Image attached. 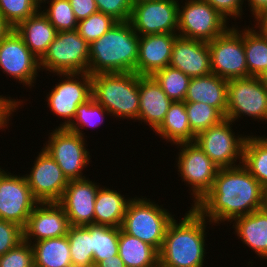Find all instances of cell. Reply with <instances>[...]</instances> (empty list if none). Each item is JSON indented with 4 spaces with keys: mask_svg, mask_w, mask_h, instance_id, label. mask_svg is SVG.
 I'll return each instance as SVG.
<instances>
[{
    "mask_svg": "<svg viewBox=\"0 0 267 267\" xmlns=\"http://www.w3.org/2000/svg\"><path fill=\"white\" fill-rule=\"evenodd\" d=\"M263 186L243 166L220 168L211 190L194 206L210 223L230 222L262 209ZM209 218V219H208Z\"/></svg>",
    "mask_w": 267,
    "mask_h": 267,
    "instance_id": "6da1fadb",
    "label": "cell"
},
{
    "mask_svg": "<svg viewBox=\"0 0 267 267\" xmlns=\"http://www.w3.org/2000/svg\"><path fill=\"white\" fill-rule=\"evenodd\" d=\"M189 208L190 210L180 219V223L175 218L169 223L159 251V267L204 266L207 253L206 224L209 221L194 207Z\"/></svg>",
    "mask_w": 267,
    "mask_h": 267,
    "instance_id": "7a4b0ae2",
    "label": "cell"
},
{
    "mask_svg": "<svg viewBox=\"0 0 267 267\" xmlns=\"http://www.w3.org/2000/svg\"><path fill=\"white\" fill-rule=\"evenodd\" d=\"M139 35L129 21L117 22L89 45L88 73H136Z\"/></svg>",
    "mask_w": 267,
    "mask_h": 267,
    "instance_id": "3957f363",
    "label": "cell"
},
{
    "mask_svg": "<svg viewBox=\"0 0 267 267\" xmlns=\"http://www.w3.org/2000/svg\"><path fill=\"white\" fill-rule=\"evenodd\" d=\"M92 98L115 118L138 120L139 75L127 73H98L91 76Z\"/></svg>",
    "mask_w": 267,
    "mask_h": 267,
    "instance_id": "277c9868",
    "label": "cell"
},
{
    "mask_svg": "<svg viewBox=\"0 0 267 267\" xmlns=\"http://www.w3.org/2000/svg\"><path fill=\"white\" fill-rule=\"evenodd\" d=\"M169 212L150 198L134 197L128 204L121 229L160 251L168 225L175 216Z\"/></svg>",
    "mask_w": 267,
    "mask_h": 267,
    "instance_id": "5b68a950",
    "label": "cell"
},
{
    "mask_svg": "<svg viewBox=\"0 0 267 267\" xmlns=\"http://www.w3.org/2000/svg\"><path fill=\"white\" fill-rule=\"evenodd\" d=\"M89 43L74 31L57 32L39 60L40 69L53 73H88Z\"/></svg>",
    "mask_w": 267,
    "mask_h": 267,
    "instance_id": "8992f818",
    "label": "cell"
},
{
    "mask_svg": "<svg viewBox=\"0 0 267 267\" xmlns=\"http://www.w3.org/2000/svg\"><path fill=\"white\" fill-rule=\"evenodd\" d=\"M51 131L42 149L55 160L68 181L85 179L83 170L91 160L85 137L67 128Z\"/></svg>",
    "mask_w": 267,
    "mask_h": 267,
    "instance_id": "52a82bcc",
    "label": "cell"
},
{
    "mask_svg": "<svg viewBox=\"0 0 267 267\" xmlns=\"http://www.w3.org/2000/svg\"><path fill=\"white\" fill-rule=\"evenodd\" d=\"M227 24V20L204 0H185L178 6L180 37L210 42L230 28Z\"/></svg>",
    "mask_w": 267,
    "mask_h": 267,
    "instance_id": "ba28073f",
    "label": "cell"
},
{
    "mask_svg": "<svg viewBox=\"0 0 267 267\" xmlns=\"http://www.w3.org/2000/svg\"><path fill=\"white\" fill-rule=\"evenodd\" d=\"M180 149L178 152L177 172H179L192 195L193 203L196 206L201 199L211 190L219 167L203 152L195 143L177 144ZM195 199V200H194Z\"/></svg>",
    "mask_w": 267,
    "mask_h": 267,
    "instance_id": "9c48e42d",
    "label": "cell"
},
{
    "mask_svg": "<svg viewBox=\"0 0 267 267\" xmlns=\"http://www.w3.org/2000/svg\"><path fill=\"white\" fill-rule=\"evenodd\" d=\"M233 123L225 118L219 124L199 133L194 141L219 168L243 164V149L247 136L238 133L236 136L232 131Z\"/></svg>",
    "mask_w": 267,
    "mask_h": 267,
    "instance_id": "30bf717a",
    "label": "cell"
},
{
    "mask_svg": "<svg viewBox=\"0 0 267 267\" xmlns=\"http://www.w3.org/2000/svg\"><path fill=\"white\" fill-rule=\"evenodd\" d=\"M237 28L232 25L224 34L208 42L212 73L227 81L248 77L244 29Z\"/></svg>",
    "mask_w": 267,
    "mask_h": 267,
    "instance_id": "8fae6325",
    "label": "cell"
},
{
    "mask_svg": "<svg viewBox=\"0 0 267 267\" xmlns=\"http://www.w3.org/2000/svg\"><path fill=\"white\" fill-rule=\"evenodd\" d=\"M56 75L63 79L47 94V107L57 117L64 119L58 128H67L74 120L78 106L92 97V79L89 73Z\"/></svg>",
    "mask_w": 267,
    "mask_h": 267,
    "instance_id": "7c38bea8",
    "label": "cell"
},
{
    "mask_svg": "<svg viewBox=\"0 0 267 267\" xmlns=\"http://www.w3.org/2000/svg\"><path fill=\"white\" fill-rule=\"evenodd\" d=\"M225 118L234 123L242 116L267 121V89L259 77L228 80Z\"/></svg>",
    "mask_w": 267,
    "mask_h": 267,
    "instance_id": "4fadbf2b",
    "label": "cell"
},
{
    "mask_svg": "<svg viewBox=\"0 0 267 267\" xmlns=\"http://www.w3.org/2000/svg\"><path fill=\"white\" fill-rule=\"evenodd\" d=\"M179 0H145L133 3L131 23L139 35L178 34Z\"/></svg>",
    "mask_w": 267,
    "mask_h": 267,
    "instance_id": "5bb4252c",
    "label": "cell"
},
{
    "mask_svg": "<svg viewBox=\"0 0 267 267\" xmlns=\"http://www.w3.org/2000/svg\"><path fill=\"white\" fill-rule=\"evenodd\" d=\"M37 203L25 176L0 168V219L24 228Z\"/></svg>",
    "mask_w": 267,
    "mask_h": 267,
    "instance_id": "9a60e30c",
    "label": "cell"
},
{
    "mask_svg": "<svg viewBox=\"0 0 267 267\" xmlns=\"http://www.w3.org/2000/svg\"><path fill=\"white\" fill-rule=\"evenodd\" d=\"M0 69L29 88L34 87L41 70L39 59L29 50L15 29L0 42Z\"/></svg>",
    "mask_w": 267,
    "mask_h": 267,
    "instance_id": "2e32d148",
    "label": "cell"
},
{
    "mask_svg": "<svg viewBox=\"0 0 267 267\" xmlns=\"http://www.w3.org/2000/svg\"><path fill=\"white\" fill-rule=\"evenodd\" d=\"M35 158L31 171L24 175L33 197L38 202H58L69 181L43 149Z\"/></svg>",
    "mask_w": 267,
    "mask_h": 267,
    "instance_id": "e0dca14e",
    "label": "cell"
},
{
    "mask_svg": "<svg viewBox=\"0 0 267 267\" xmlns=\"http://www.w3.org/2000/svg\"><path fill=\"white\" fill-rule=\"evenodd\" d=\"M69 227L68 217L58 202H38L23 228V240L31 244L66 236Z\"/></svg>",
    "mask_w": 267,
    "mask_h": 267,
    "instance_id": "ac0fdd59",
    "label": "cell"
},
{
    "mask_svg": "<svg viewBox=\"0 0 267 267\" xmlns=\"http://www.w3.org/2000/svg\"><path fill=\"white\" fill-rule=\"evenodd\" d=\"M89 178L70 180L58 203L64 209L69 224L86 226L94 224L95 199L100 185Z\"/></svg>",
    "mask_w": 267,
    "mask_h": 267,
    "instance_id": "d6986e66",
    "label": "cell"
},
{
    "mask_svg": "<svg viewBox=\"0 0 267 267\" xmlns=\"http://www.w3.org/2000/svg\"><path fill=\"white\" fill-rule=\"evenodd\" d=\"M169 66L181 70L190 78L211 74L208 42L178 36L172 47Z\"/></svg>",
    "mask_w": 267,
    "mask_h": 267,
    "instance_id": "ffe728a7",
    "label": "cell"
},
{
    "mask_svg": "<svg viewBox=\"0 0 267 267\" xmlns=\"http://www.w3.org/2000/svg\"><path fill=\"white\" fill-rule=\"evenodd\" d=\"M178 34H148L139 36L136 74L152 76L156 71L169 66L172 47Z\"/></svg>",
    "mask_w": 267,
    "mask_h": 267,
    "instance_id": "44dd1931",
    "label": "cell"
},
{
    "mask_svg": "<svg viewBox=\"0 0 267 267\" xmlns=\"http://www.w3.org/2000/svg\"><path fill=\"white\" fill-rule=\"evenodd\" d=\"M138 121L155 131L163 122L173 101L152 76H139Z\"/></svg>",
    "mask_w": 267,
    "mask_h": 267,
    "instance_id": "7402d4cb",
    "label": "cell"
},
{
    "mask_svg": "<svg viewBox=\"0 0 267 267\" xmlns=\"http://www.w3.org/2000/svg\"><path fill=\"white\" fill-rule=\"evenodd\" d=\"M228 81L209 74L191 78L184 102H203L215 107L224 117L227 110Z\"/></svg>",
    "mask_w": 267,
    "mask_h": 267,
    "instance_id": "603a6c76",
    "label": "cell"
},
{
    "mask_svg": "<svg viewBox=\"0 0 267 267\" xmlns=\"http://www.w3.org/2000/svg\"><path fill=\"white\" fill-rule=\"evenodd\" d=\"M234 221V222H233ZM235 235L260 259H267V211L260 209L233 219Z\"/></svg>",
    "mask_w": 267,
    "mask_h": 267,
    "instance_id": "cb8c5ba5",
    "label": "cell"
},
{
    "mask_svg": "<svg viewBox=\"0 0 267 267\" xmlns=\"http://www.w3.org/2000/svg\"><path fill=\"white\" fill-rule=\"evenodd\" d=\"M14 29L39 60L44 56L57 34L56 29L41 9L28 19L21 21Z\"/></svg>",
    "mask_w": 267,
    "mask_h": 267,
    "instance_id": "d4e9b609",
    "label": "cell"
},
{
    "mask_svg": "<svg viewBox=\"0 0 267 267\" xmlns=\"http://www.w3.org/2000/svg\"><path fill=\"white\" fill-rule=\"evenodd\" d=\"M132 200L117 192L101 186L95 199L94 224L121 228L125 212Z\"/></svg>",
    "mask_w": 267,
    "mask_h": 267,
    "instance_id": "484cf974",
    "label": "cell"
},
{
    "mask_svg": "<svg viewBox=\"0 0 267 267\" xmlns=\"http://www.w3.org/2000/svg\"><path fill=\"white\" fill-rule=\"evenodd\" d=\"M155 134L172 145L195 141L196 135L190 128L184 101L173 102L170 105L162 124L155 130Z\"/></svg>",
    "mask_w": 267,
    "mask_h": 267,
    "instance_id": "4316f807",
    "label": "cell"
},
{
    "mask_svg": "<svg viewBox=\"0 0 267 267\" xmlns=\"http://www.w3.org/2000/svg\"><path fill=\"white\" fill-rule=\"evenodd\" d=\"M118 255L126 267H159V251L120 228Z\"/></svg>",
    "mask_w": 267,
    "mask_h": 267,
    "instance_id": "83f0119b",
    "label": "cell"
},
{
    "mask_svg": "<svg viewBox=\"0 0 267 267\" xmlns=\"http://www.w3.org/2000/svg\"><path fill=\"white\" fill-rule=\"evenodd\" d=\"M34 267H73L68 237L45 239L31 243Z\"/></svg>",
    "mask_w": 267,
    "mask_h": 267,
    "instance_id": "f1b7e54d",
    "label": "cell"
},
{
    "mask_svg": "<svg viewBox=\"0 0 267 267\" xmlns=\"http://www.w3.org/2000/svg\"><path fill=\"white\" fill-rule=\"evenodd\" d=\"M242 165L263 188L267 186V137L247 135Z\"/></svg>",
    "mask_w": 267,
    "mask_h": 267,
    "instance_id": "f546056e",
    "label": "cell"
},
{
    "mask_svg": "<svg viewBox=\"0 0 267 267\" xmlns=\"http://www.w3.org/2000/svg\"><path fill=\"white\" fill-rule=\"evenodd\" d=\"M244 49L248 77H259L267 71V38L254 30L253 25L244 28Z\"/></svg>",
    "mask_w": 267,
    "mask_h": 267,
    "instance_id": "4dcf8cb0",
    "label": "cell"
},
{
    "mask_svg": "<svg viewBox=\"0 0 267 267\" xmlns=\"http://www.w3.org/2000/svg\"><path fill=\"white\" fill-rule=\"evenodd\" d=\"M92 235L94 266L103 259L118 255L120 228L105 225H86Z\"/></svg>",
    "mask_w": 267,
    "mask_h": 267,
    "instance_id": "1f68e13d",
    "label": "cell"
},
{
    "mask_svg": "<svg viewBox=\"0 0 267 267\" xmlns=\"http://www.w3.org/2000/svg\"><path fill=\"white\" fill-rule=\"evenodd\" d=\"M67 237L73 267H94L90 231L85 226L70 225Z\"/></svg>",
    "mask_w": 267,
    "mask_h": 267,
    "instance_id": "d6a6232c",
    "label": "cell"
},
{
    "mask_svg": "<svg viewBox=\"0 0 267 267\" xmlns=\"http://www.w3.org/2000/svg\"><path fill=\"white\" fill-rule=\"evenodd\" d=\"M152 77L173 102L185 100L191 78L181 70L166 66L164 69L156 71Z\"/></svg>",
    "mask_w": 267,
    "mask_h": 267,
    "instance_id": "836d02e7",
    "label": "cell"
},
{
    "mask_svg": "<svg viewBox=\"0 0 267 267\" xmlns=\"http://www.w3.org/2000/svg\"><path fill=\"white\" fill-rule=\"evenodd\" d=\"M185 108L190 128L196 136L225 119L215 107L203 102H185Z\"/></svg>",
    "mask_w": 267,
    "mask_h": 267,
    "instance_id": "e575fe53",
    "label": "cell"
},
{
    "mask_svg": "<svg viewBox=\"0 0 267 267\" xmlns=\"http://www.w3.org/2000/svg\"><path fill=\"white\" fill-rule=\"evenodd\" d=\"M105 114L107 116L110 115L102 105L96 103L91 97L85 103L78 106L76 116L67 129L85 137V133L82 131L83 128H94L103 124L102 122L105 120Z\"/></svg>",
    "mask_w": 267,
    "mask_h": 267,
    "instance_id": "d590c367",
    "label": "cell"
},
{
    "mask_svg": "<svg viewBox=\"0 0 267 267\" xmlns=\"http://www.w3.org/2000/svg\"><path fill=\"white\" fill-rule=\"evenodd\" d=\"M49 7L41 12L47 17L57 32L77 30L78 20L72 10L69 0H50Z\"/></svg>",
    "mask_w": 267,
    "mask_h": 267,
    "instance_id": "8d00e7d4",
    "label": "cell"
},
{
    "mask_svg": "<svg viewBox=\"0 0 267 267\" xmlns=\"http://www.w3.org/2000/svg\"><path fill=\"white\" fill-rule=\"evenodd\" d=\"M117 21L102 12H96L86 19L78 21L77 31L79 35L89 44L98 40Z\"/></svg>",
    "mask_w": 267,
    "mask_h": 267,
    "instance_id": "74e56055",
    "label": "cell"
},
{
    "mask_svg": "<svg viewBox=\"0 0 267 267\" xmlns=\"http://www.w3.org/2000/svg\"><path fill=\"white\" fill-rule=\"evenodd\" d=\"M39 10L33 0H0V14L15 28Z\"/></svg>",
    "mask_w": 267,
    "mask_h": 267,
    "instance_id": "f35d334b",
    "label": "cell"
},
{
    "mask_svg": "<svg viewBox=\"0 0 267 267\" xmlns=\"http://www.w3.org/2000/svg\"><path fill=\"white\" fill-rule=\"evenodd\" d=\"M0 267H34V251L31 244L23 240L0 256Z\"/></svg>",
    "mask_w": 267,
    "mask_h": 267,
    "instance_id": "ab89813d",
    "label": "cell"
},
{
    "mask_svg": "<svg viewBox=\"0 0 267 267\" xmlns=\"http://www.w3.org/2000/svg\"><path fill=\"white\" fill-rule=\"evenodd\" d=\"M98 11L111 16L117 22L129 21L133 0H95Z\"/></svg>",
    "mask_w": 267,
    "mask_h": 267,
    "instance_id": "60d3db41",
    "label": "cell"
},
{
    "mask_svg": "<svg viewBox=\"0 0 267 267\" xmlns=\"http://www.w3.org/2000/svg\"><path fill=\"white\" fill-rule=\"evenodd\" d=\"M23 241V228L16 223L0 219V256Z\"/></svg>",
    "mask_w": 267,
    "mask_h": 267,
    "instance_id": "b9f144b4",
    "label": "cell"
},
{
    "mask_svg": "<svg viewBox=\"0 0 267 267\" xmlns=\"http://www.w3.org/2000/svg\"><path fill=\"white\" fill-rule=\"evenodd\" d=\"M216 9L227 21L229 17L236 20L242 18L243 3L245 0H204Z\"/></svg>",
    "mask_w": 267,
    "mask_h": 267,
    "instance_id": "7bdbcfd3",
    "label": "cell"
},
{
    "mask_svg": "<svg viewBox=\"0 0 267 267\" xmlns=\"http://www.w3.org/2000/svg\"><path fill=\"white\" fill-rule=\"evenodd\" d=\"M2 96L3 95H0V130L2 128V130H4L5 127H9L8 123L11 120L9 118L13 116V113L16 112L17 109H19L18 107H20L24 103L22 100H15L14 98L12 99L10 96H8L9 98L6 96Z\"/></svg>",
    "mask_w": 267,
    "mask_h": 267,
    "instance_id": "ee69618b",
    "label": "cell"
},
{
    "mask_svg": "<svg viewBox=\"0 0 267 267\" xmlns=\"http://www.w3.org/2000/svg\"><path fill=\"white\" fill-rule=\"evenodd\" d=\"M69 2L78 21L98 12L95 0H69Z\"/></svg>",
    "mask_w": 267,
    "mask_h": 267,
    "instance_id": "f6af8a7d",
    "label": "cell"
},
{
    "mask_svg": "<svg viewBox=\"0 0 267 267\" xmlns=\"http://www.w3.org/2000/svg\"><path fill=\"white\" fill-rule=\"evenodd\" d=\"M254 22H257L255 23L256 25L254 24V28H256L260 34L267 38V9L255 17Z\"/></svg>",
    "mask_w": 267,
    "mask_h": 267,
    "instance_id": "bcb514c9",
    "label": "cell"
},
{
    "mask_svg": "<svg viewBox=\"0 0 267 267\" xmlns=\"http://www.w3.org/2000/svg\"><path fill=\"white\" fill-rule=\"evenodd\" d=\"M247 2L254 18L267 9V0H248Z\"/></svg>",
    "mask_w": 267,
    "mask_h": 267,
    "instance_id": "7dc6e473",
    "label": "cell"
},
{
    "mask_svg": "<svg viewBox=\"0 0 267 267\" xmlns=\"http://www.w3.org/2000/svg\"><path fill=\"white\" fill-rule=\"evenodd\" d=\"M94 267H126L123 260L119 255L112 256V258H105L102 261H99Z\"/></svg>",
    "mask_w": 267,
    "mask_h": 267,
    "instance_id": "c3c4849f",
    "label": "cell"
},
{
    "mask_svg": "<svg viewBox=\"0 0 267 267\" xmlns=\"http://www.w3.org/2000/svg\"><path fill=\"white\" fill-rule=\"evenodd\" d=\"M12 25L0 14V42L13 30Z\"/></svg>",
    "mask_w": 267,
    "mask_h": 267,
    "instance_id": "681fc988",
    "label": "cell"
},
{
    "mask_svg": "<svg viewBox=\"0 0 267 267\" xmlns=\"http://www.w3.org/2000/svg\"><path fill=\"white\" fill-rule=\"evenodd\" d=\"M262 209L267 211V186L263 188V205Z\"/></svg>",
    "mask_w": 267,
    "mask_h": 267,
    "instance_id": "f907efd6",
    "label": "cell"
},
{
    "mask_svg": "<svg viewBox=\"0 0 267 267\" xmlns=\"http://www.w3.org/2000/svg\"><path fill=\"white\" fill-rule=\"evenodd\" d=\"M264 87L267 89V71H265L262 75L259 76Z\"/></svg>",
    "mask_w": 267,
    "mask_h": 267,
    "instance_id": "816d5d0a",
    "label": "cell"
},
{
    "mask_svg": "<svg viewBox=\"0 0 267 267\" xmlns=\"http://www.w3.org/2000/svg\"><path fill=\"white\" fill-rule=\"evenodd\" d=\"M46 1H50V0H33V2L38 6L39 9H43L40 5L42 4H46Z\"/></svg>",
    "mask_w": 267,
    "mask_h": 267,
    "instance_id": "f5cc1de1",
    "label": "cell"
},
{
    "mask_svg": "<svg viewBox=\"0 0 267 267\" xmlns=\"http://www.w3.org/2000/svg\"><path fill=\"white\" fill-rule=\"evenodd\" d=\"M141 1H145V0H133L134 3H138V2H141Z\"/></svg>",
    "mask_w": 267,
    "mask_h": 267,
    "instance_id": "db71d44e",
    "label": "cell"
}]
</instances>
